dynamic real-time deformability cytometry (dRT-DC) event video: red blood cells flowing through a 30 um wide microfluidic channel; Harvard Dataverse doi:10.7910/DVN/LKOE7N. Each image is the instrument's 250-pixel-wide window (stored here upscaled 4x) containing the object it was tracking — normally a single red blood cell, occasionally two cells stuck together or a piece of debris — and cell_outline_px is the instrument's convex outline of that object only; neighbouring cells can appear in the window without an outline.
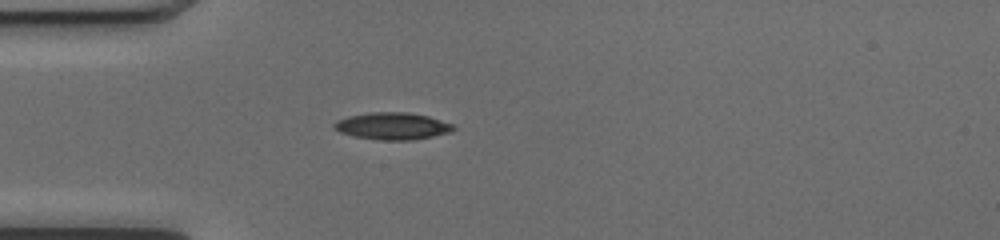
{"species": "common noctule bat (a hibernating species)", "species_latin": "Nyctalus noctula", "temperature_condition": "cold", "stored_images_in_passage": 37, "camera_frame_rate_fps": 3000, "um_per_image_px": 0.085, "animal": {"sex": "female", "body_mass_g": 17.0, "forearm_length_mm": 48.0}, "frame": {"image": 1, "passage_image": 1, "time_ms": 0.0, "image_size_px": [1000, 240], "cell_outline_px": [[456, 128], [452, 132], [412, 140], [376, 140], [352, 136], [340, 132], [332, 128], [332, 124], [336, 120], [348, 116], [368, 112], [408, 112], [428, 116], [456, 124]], "centroid_in_image_um": [33.35, 10.71], "position_along_channel_um": 51.6, "area_um2": 19.19}}
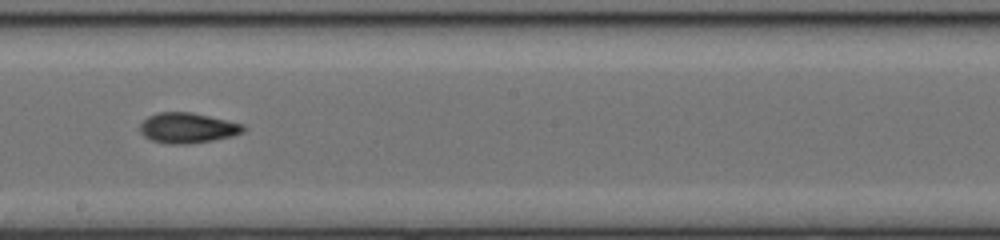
{"frame": {"image": 2, "passage_image": 15, "time_ms": 4.667, "image_size_px": [1000, 240], "cell_outline_px": [[248, 128], [244, 132], [232, 136], [212, 140], [188, 144], [168, 144], [152, 140], [144, 136], [140, 132], [140, 124], [148, 116], [156, 112], [192, 112], [244, 124]], "centroid_in_image_um": [15.96, 10.87], "position_along_channel_um": 232.2, "area_um2": 18.38}}
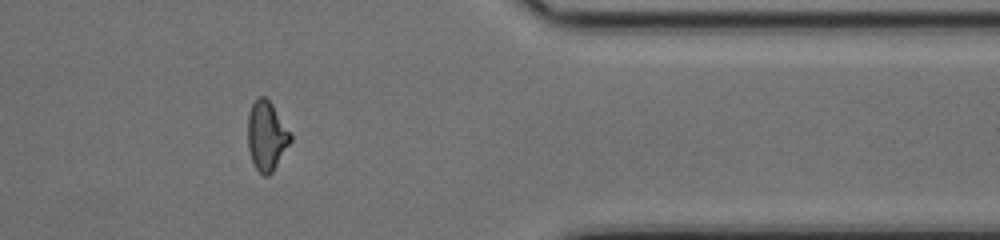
{"frame": {"image": 3, "passage_image": 28, "time_ms": 9.0, "image_size_px": [1000, 240], "cell_outline_px": [[292, 140], [272, 172], [268, 176], [264, 176], [256, 168], [252, 160], [248, 148], [248, 112], [252, 104], [260, 96], [264, 96], [272, 104], [292, 132]], "centroid_in_image_um": [22.68, 11.54], "position_along_channel_um": 388.7, "area_um2": 17.28}, "authors_computed_cell_mechanics": {"area_um2": 17.629, "velocity_mm_per_s": 4.0709, "shape_relaxation_time_tau1_ms": 7.334, "shape_relaxation_time_tau2_ms": 2.9597, "deformation_change_tau1": 0.2173, "deformation_change_tau2": 0.0924}}